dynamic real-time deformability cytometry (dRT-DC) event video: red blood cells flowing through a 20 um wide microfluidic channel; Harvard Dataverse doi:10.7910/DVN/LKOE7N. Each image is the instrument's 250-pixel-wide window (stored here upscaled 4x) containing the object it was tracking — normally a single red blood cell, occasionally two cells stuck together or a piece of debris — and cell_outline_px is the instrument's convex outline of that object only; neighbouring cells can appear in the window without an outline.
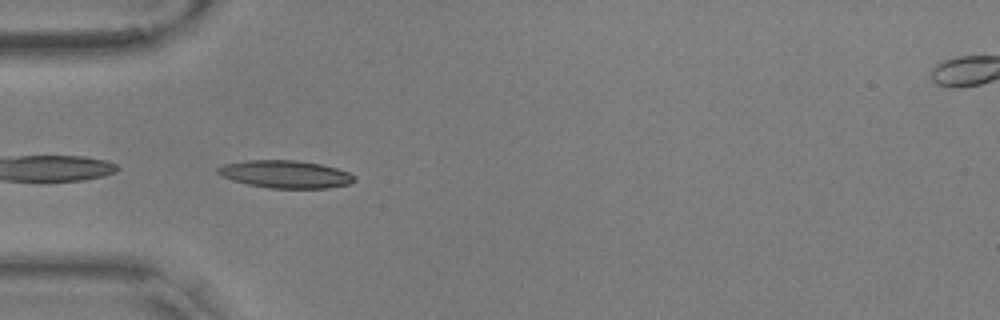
{"species": "common noctule bat (a hibernating species)", "species_latin": "Nyctalus noctula", "temperature_condition": "warm", "stored_images_in_passage": 40, "camera_frame_rate_fps": 3000, "um_per_image_px": 0.085, "animal": {"sex": "male", "body_mass_g": 17.9, "forearm_length_mm": 54.2}, "frame": {"image": 1, "passage_image": 1, "time_ms": 0.0, "image_size_px": [1000, 320], "cell_outline_px": [[356, 180], [348, 184], [328, 188], [268, 188], [248, 184], [232, 180], [216, 172], [216, 168], [224, 164], [248, 160], [296, 160], [320, 164], [336, 168], [348, 172], [356, 176]], "centroid_in_image_um": [24.27, 14.81], "position_along_channel_um": 60.7, "area_um2": 21.91}}
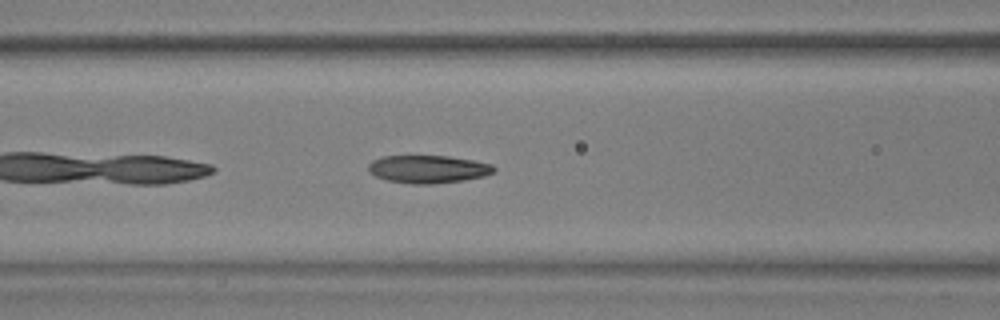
{"frame": {"image": 2, "passage_image": 7, "time_ms": 2.0, "image_size_px": [1000, 320], "cell_outline_px": [[496, 168], [492, 172], [484, 176], [464, 180], [432, 184], [412, 184], [388, 180], [376, 176], [368, 172], [368, 164], [372, 160], [384, 156], [448, 156], [472, 160], [492, 164]], "centroid_in_image_um": [36.37, 14.37], "position_along_channel_um": 130.2, "area_um2": 20.29}}
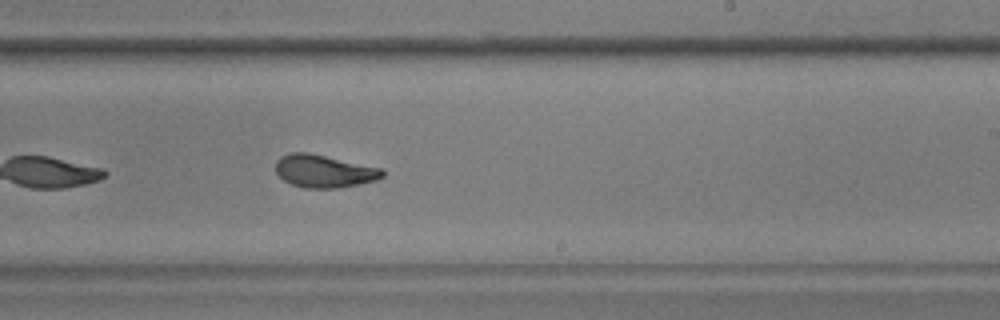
{"frame": {"image": 3, "passage_image": 18, "time_ms": 5.667, "image_size_px": [1000, 320], "cell_outline_px": [[384, 176], [376, 180], [336, 188], [304, 188], [292, 184], [284, 180], [276, 172], [276, 160], [280, 156], [292, 152], [308, 152], [384, 168]], "centroid_in_image_um": [27.55, 14.53], "position_along_channel_um": 261.5, "area_um2": 20.4}, "authors_computed_cell_mechanics": {"area_um2": 20.8658, "velocity_mm_per_s": 3.5845, "shape_relaxation_time_tau1_ms": 3.8204, "shape_relaxation_time_tau2_ms": 1.6724, "deformation_change_tau1": 0.1863, "deformation_change_tau2": 0.0855}}